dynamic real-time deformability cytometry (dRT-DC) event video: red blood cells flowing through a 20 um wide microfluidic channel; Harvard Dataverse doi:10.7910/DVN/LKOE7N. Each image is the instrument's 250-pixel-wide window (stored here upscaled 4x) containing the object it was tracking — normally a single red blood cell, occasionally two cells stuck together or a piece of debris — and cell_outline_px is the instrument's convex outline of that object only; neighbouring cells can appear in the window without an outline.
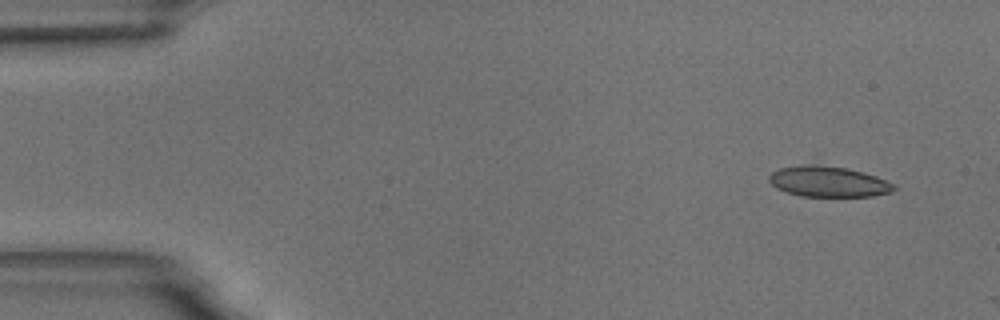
{"species": "common noctule bat (a hibernating species)", "species_latin": "Nyctalus noctula", "temperature_condition": "room temperature", "stored_images_in_passage": 2, "camera_frame_rate_fps": 3000, "um_per_image_px": 0.085, "animal": {"sex": "male", "body_mass_g": 18.8}, "frame": {"image": 1, "passage_image": 1, "time_ms": 0.0, "image_size_px": [1000, 320], "cell_outline_px": [[896, 188], [892, 192], [872, 196], [800, 196], [776, 188], [768, 180], [768, 176], [772, 172], [780, 168], [804, 164], [816, 164], [844, 168], [876, 176], [892, 184]], "centroid_in_image_um": [70.36, 15.44], "position_along_channel_um": 14.6, "area_um2": 22.02}}